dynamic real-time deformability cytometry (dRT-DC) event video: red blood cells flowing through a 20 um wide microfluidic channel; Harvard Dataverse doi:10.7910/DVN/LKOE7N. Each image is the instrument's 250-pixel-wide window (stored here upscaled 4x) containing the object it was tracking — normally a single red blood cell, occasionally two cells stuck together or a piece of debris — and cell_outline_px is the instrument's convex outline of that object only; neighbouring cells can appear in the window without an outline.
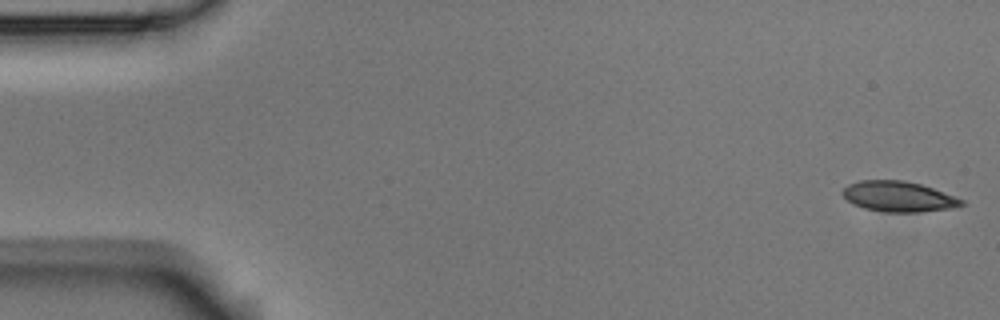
{"species": "Egyptian fruit bat (a non-hibernating species)", "species_latin": "Rousettus aegyptiacus", "temperature_condition": "room temperature", "stored_images_in_passage": 53, "camera_frame_rate_fps": 3000, "um_per_image_px": 0.085, "animal": {"sex": "male"}, "frame": {"image": 1, "passage_image": 1, "time_ms": 0.0, "image_size_px": [1000, 320], "cell_outline_px": [[968, 204], [956, 208], [920, 212], [884, 212], [864, 208], [848, 200], [840, 192], [848, 184], [860, 180], [904, 180], [920, 184], [932, 188], [964, 200]], "centroid_in_image_um": [76.41, 16.71], "position_along_channel_um": 8.6, "area_um2": 21.15}}
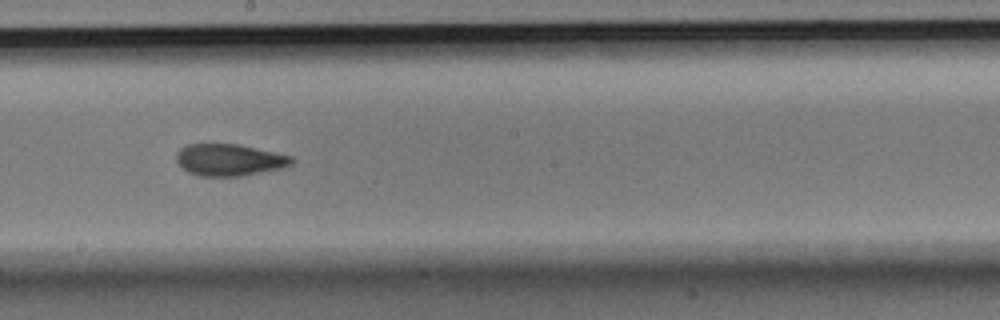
{"frame": {"image": 2, "passage_image": 29, "time_ms": 9.333, "image_size_px": [1000, 320], "cell_outline_px": [[296, 160], [292, 164], [280, 168], [240, 176], [200, 176], [188, 172], [176, 160], [176, 152], [180, 148], [188, 144], [240, 144], [276, 152], [292, 156]], "centroid_in_image_um": [19.5, 13.58], "position_along_channel_um": 228.7, "area_um2": 21.39}}
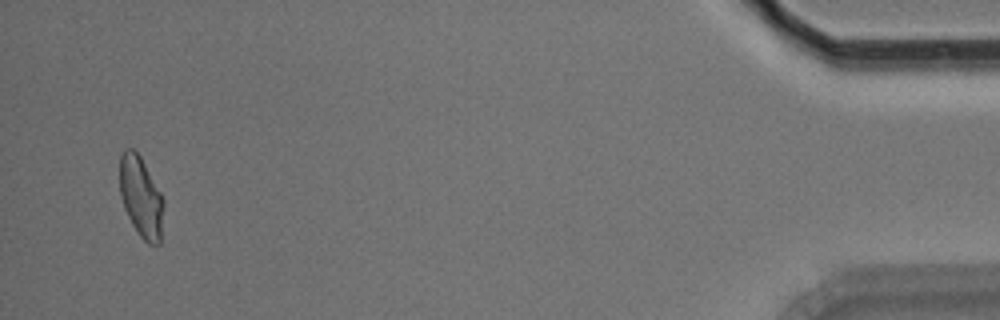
{"frame": {"image": 3, "passage_image": 51, "time_ms": 16.667, "image_size_px": [1000, 320], "cell_outline_px": [[164, 204], [160, 244], [148, 244], [140, 236], [132, 224], [124, 208], [120, 196], [120, 156], [124, 148], [132, 148], [140, 156], [160, 192], [164, 200]], "centroid_in_image_um": [11.98, 16.75], "position_along_channel_um": 423.2, "area_um2": 20.58}, "authors_computed_cell_mechanics": {"area_um2": 21.386, "velocity_mm_per_s": 3.7736, "shape_relaxation_time_tau1_ms": 6.0176, "shape_relaxation_time_tau2_ms": 2.1462, "deformation_change_tau1": 0.1586, "deformation_change_tau2": 0.0765}}